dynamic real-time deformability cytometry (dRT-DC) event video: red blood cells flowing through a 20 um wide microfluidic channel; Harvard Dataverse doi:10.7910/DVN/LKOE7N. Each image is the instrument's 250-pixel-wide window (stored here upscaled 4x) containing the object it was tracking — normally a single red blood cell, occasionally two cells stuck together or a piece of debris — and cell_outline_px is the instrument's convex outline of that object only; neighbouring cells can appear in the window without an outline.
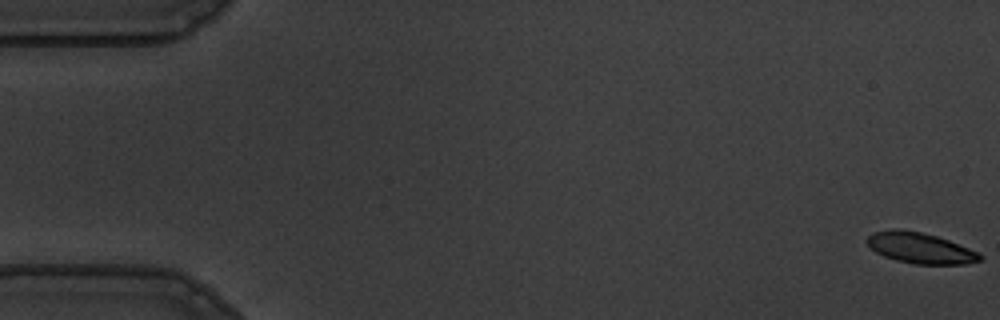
{"species": "common noctule bat (a hibernating species)", "species_latin": "Nyctalus noctula", "temperature_condition": "warm", "stored_images_in_passage": 57, "camera_frame_rate_fps": 3000, "um_per_image_px": 0.085, "animal": {"sex": "male", "body_mass_g": 19.5, "forearm_length_mm": 54.6}, "frame": {"image": 1, "passage_image": 1, "time_ms": 0.0, "image_size_px": [1000, 320], "cell_outline_px": [[984, 256], [980, 260], [964, 264], [916, 264], [896, 260], [884, 256], [876, 252], [864, 240], [872, 232], [892, 228], [896, 228], [920, 232], [936, 236], [948, 240], [968, 248]], "centroid_in_image_um": [78.17, 21.07], "position_along_channel_um": 6.8, "area_um2": 20.11}}
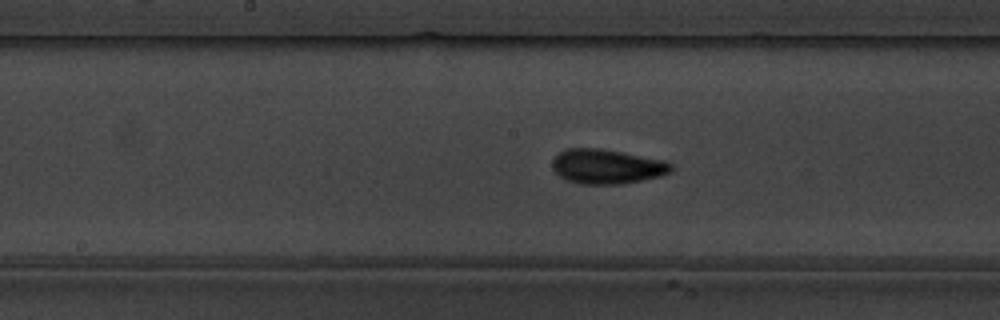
{"frame": {"image": 2, "passage_image": 29, "time_ms": 9.333, "image_size_px": [1000, 320], "cell_outline_px": [[672, 172], [660, 176], [620, 184], [580, 184], [568, 180], [560, 176], [552, 168], [552, 160], [564, 148], [600, 148], [624, 152], [664, 160], [672, 164]], "centroid_in_image_um": [51.58, 14.14], "position_along_channel_um": 196.6, "area_um2": 23.99}}
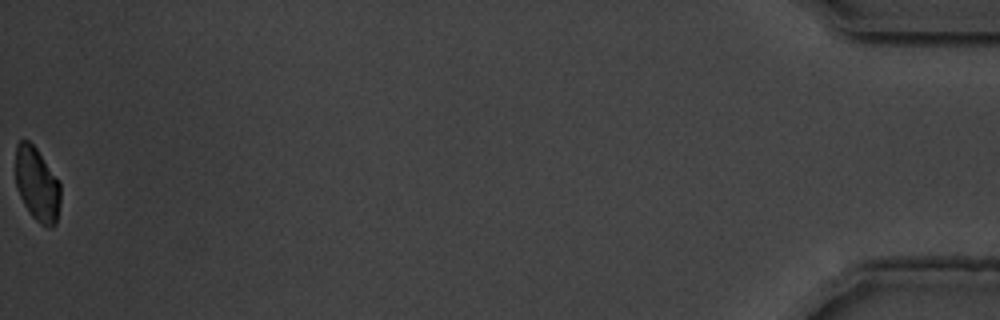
{"frame": {"image": 3, "passage_image": 57, "time_ms": 18.667, "image_size_px": [1000, 320], "cell_outline_px": [[60, 204], [56, 224], [52, 228], [48, 228], [40, 224], [28, 212], [16, 188], [16, 144], [20, 140], [28, 140], [36, 148], [60, 180]], "centroid_in_image_um": [3.17, 15.69], "position_along_channel_um": 432.0, "area_um2": 19.65}, "authors_computed_cell_mechanics": {"area_um2": 21.675, "velocity_mm_per_s": 3.5959, "shape_relaxation_time_tau1_ms": 2.7743, "shape_relaxation_time_tau2_ms": 1.291, "deformation_change_tau1": 0.1117, "deformation_change_tau2": 0.0506}}